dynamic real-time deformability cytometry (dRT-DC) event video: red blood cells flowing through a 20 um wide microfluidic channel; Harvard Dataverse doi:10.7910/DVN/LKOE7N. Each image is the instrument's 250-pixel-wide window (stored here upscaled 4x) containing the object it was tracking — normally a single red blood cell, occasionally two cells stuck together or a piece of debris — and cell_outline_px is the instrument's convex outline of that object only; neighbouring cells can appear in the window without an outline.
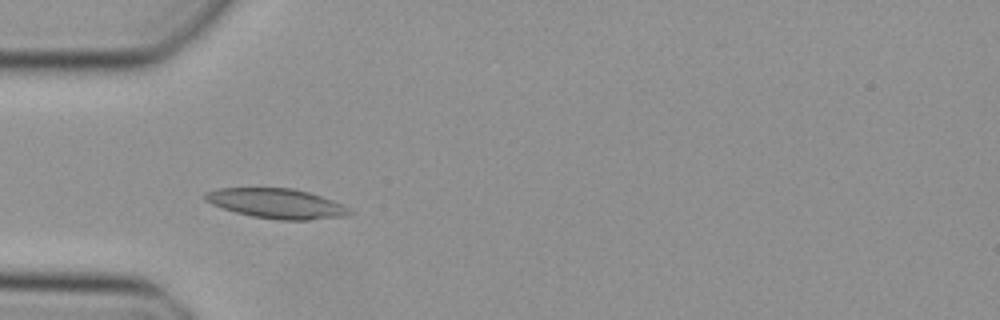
{"species": "Egyptian fruit bat (a non-hibernating species)", "species_latin": "Rousettus aegyptiacus", "temperature_condition": "cold", "stored_images_in_passage": 41, "camera_frame_rate_fps": 3000, "um_per_image_px": 0.085, "animal": {"sex": "female"}, "frame": {"image": 1, "passage_image": 10, "time_ms": 3.0, "image_size_px": [1000, 320], "cell_outline_px": [[352, 212], [344, 216], [308, 220], [280, 220], [252, 216], [236, 212], [212, 204], [204, 200], [204, 192], [216, 188], [292, 188], [308, 192], [344, 204], [352, 208]], "centroid_in_image_um": [23.51, 17.29], "position_along_channel_um": 61.5, "area_um2": 25.09}}
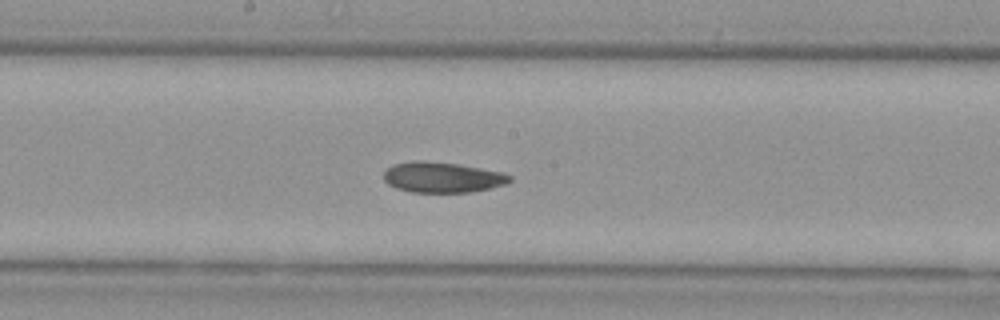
{"frame": {"image": 2, "passage_image": 21, "time_ms": 6.667, "image_size_px": [1000, 320], "cell_outline_px": [[512, 180], [508, 184], [492, 188], [472, 192], [412, 192], [396, 188], [388, 184], [384, 180], [384, 172], [392, 164], [412, 160], [424, 160], [460, 164], [504, 172], [512, 176]], "centroid_in_image_um": [37.64, 15.06], "position_along_channel_um": 210.6, "area_um2": 22.83}}
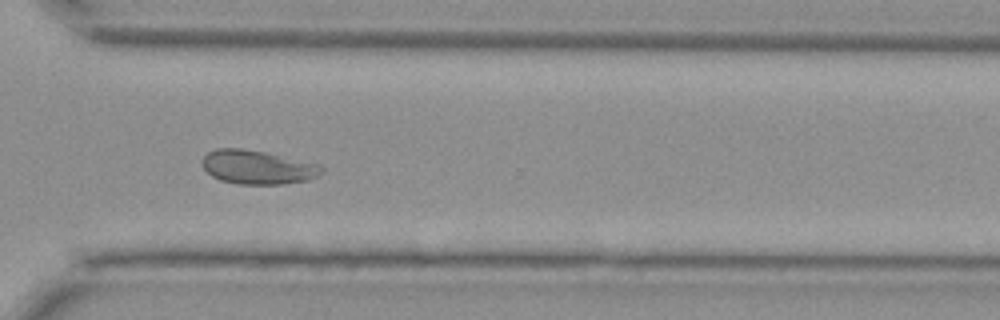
{"frame": {"image": 3, "passage_image": 31, "time_ms": 10.0, "image_size_px": [1000, 320], "cell_outline_px": [[324, 172], [308, 180], [284, 184], [236, 184], [220, 180], [212, 176], [204, 168], [200, 160], [208, 152], [216, 148], [244, 148], [264, 152], [320, 164], [324, 168]], "centroid_in_image_um": [21.88, 14.21], "position_along_channel_um": 348.7, "area_um2": 23.7}}